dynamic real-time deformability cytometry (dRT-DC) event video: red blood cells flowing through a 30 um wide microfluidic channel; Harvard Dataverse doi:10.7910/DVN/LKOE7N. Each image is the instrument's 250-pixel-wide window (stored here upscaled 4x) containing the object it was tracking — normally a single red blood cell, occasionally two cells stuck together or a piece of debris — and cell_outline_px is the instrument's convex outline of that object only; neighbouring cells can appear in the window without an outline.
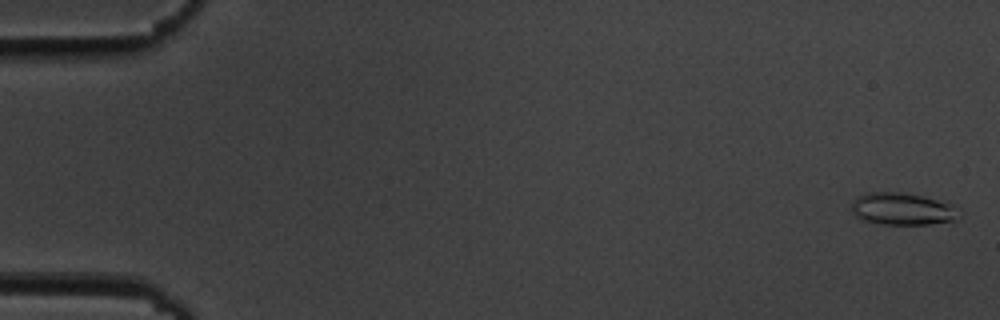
{"species": "common noctule bat (a hibernating species)", "species_latin": "Nyctalus noctula", "temperature_condition": "cold", "stored_images_in_passage": 55, "camera_frame_rate_fps": 3000, "um_per_image_px": 0.085, "animal": {"sex": "male", "body_mass_g": 19.5, "forearm_length_mm": 54.6}, "frame": {"image": 1, "passage_image": 2, "time_ms": 0.333, "image_size_px": [1000, 320], "cell_outline_px": [[964, 212], [960, 220], [928, 224], [880, 224], [860, 220], [852, 212], [852, 200], [856, 196], [864, 192], [904, 192], [924, 196], [952, 204]], "centroid_in_image_um": [76.75, 17.76], "position_along_channel_um": 8.2, "area_um2": 20.87}}
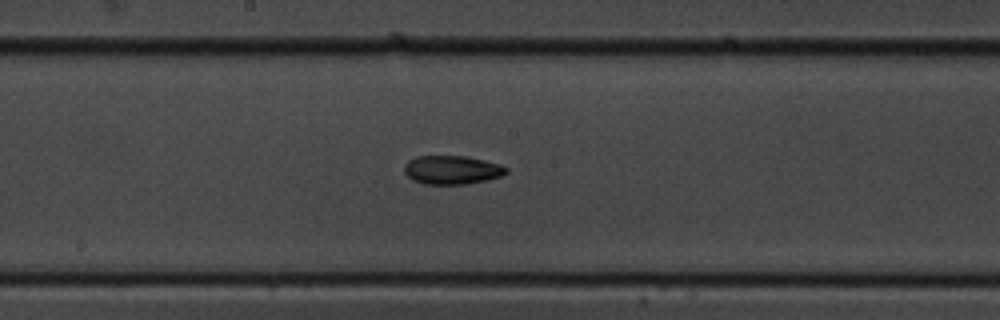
{"frame": {"image": 2, "passage_image": 30, "time_ms": 9.667, "image_size_px": [1000, 320], "cell_outline_px": [[508, 172], [500, 176], [488, 180], [464, 184], [424, 184], [412, 180], [404, 172], [404, 164], [408, 160], [416, 156], [464, 156], [484, 160], [500, 164], [508, 168]], "centroid_in_image_um": [38.4, 14.44], "position_along_channel_um": 209.8, "area_um2": 17.11}}
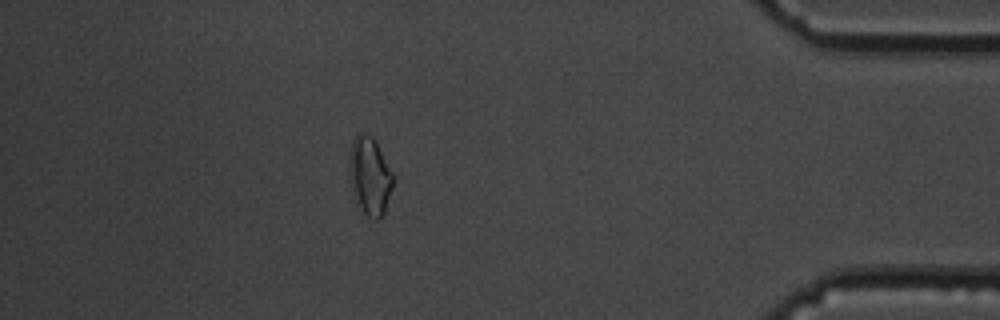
{"frame": {"image": 3, "passage_image": 49, "time_ms": 16.0, "image_size_px": [1000, 320], "cell_outline_px": [[396, 176], [384, 216], [380, 220], [372, 220], [356, 204], [352, 188], [352, 140], [356, 132], [364, 132], [372, 136]], "centroid_in_image_um": [31.52, 15.0], "position_along_channel_um": 403.7, "area_um2": 19.83}, "authors_computed_cell_mechanics": {"area_um2": 17.4556, "velocity_mm_per_s": 3.6988, "shape_relaxation_time_tau1_ms": 3.1568, "shape_relaxation_time_tau2_ms": null, "deformation_change_tau1": 0.1118, "deformation_change_tau2": null}}